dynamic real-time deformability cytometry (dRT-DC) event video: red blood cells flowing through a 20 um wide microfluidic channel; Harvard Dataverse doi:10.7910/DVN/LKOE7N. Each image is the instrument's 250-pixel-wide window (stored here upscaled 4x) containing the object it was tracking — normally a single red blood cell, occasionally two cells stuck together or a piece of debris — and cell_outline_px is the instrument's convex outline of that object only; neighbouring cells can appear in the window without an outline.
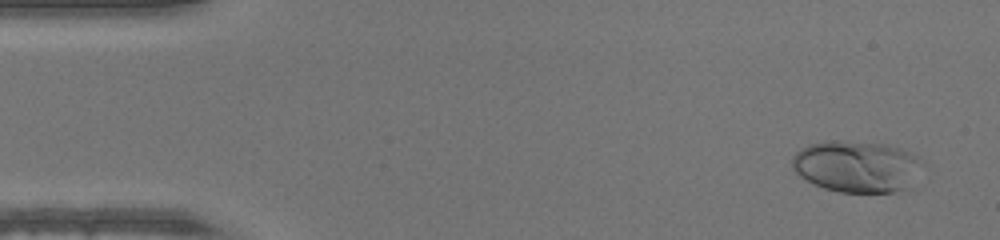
{"species": "human", "species_latin": "Homo sapiens", "temperature_condition": "warm", "stored_images_in_passage": 49, "camera_frame_rate_fps": 3000, "um_per_image_px": 0.085, "donor": {"sex": "male"}, "frame": {"image": 1, "passage_image": 3, "time_ms": 0.667, "image_size_px": [1000, 240], "cell_outline_px": [[916, 160], [912, 188], [896, 192], [840, 192], [824, 188], [800, 176], [792, 168], [792, 156], [800, 148], [808, 144], [828, 140], [836, 140], [884, 144], [900, 148], [916, 156]], "centroid_in_image_um": [72.73, 14.15], "position_along_channel_um": 12.3, "area_um2": 38.61}}
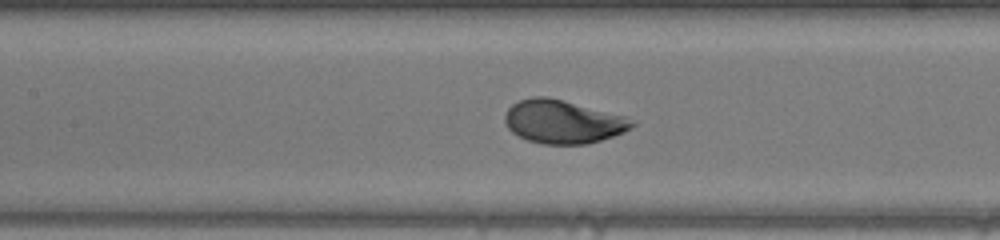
{"frame": {"image": 2, "passage_image": 22, "time_ms": 7.0, "image_size_px": [1000, 240], "cell_outline_px": [[636, 124], [632, 128], [624, 132], [600, 140], [584, 144], [540, 144], [528, 140], [512, 132], [508, 128], [504, 120], [504, 116], [508, 108], [512, 104], [520, 100], [532, 96], [548, 96], [628, 116], [636, 120]], "centroid_in_image_um": [47.88, 10.33], "position_along_channel_um": 159.5, "area_um2": 32.43}}
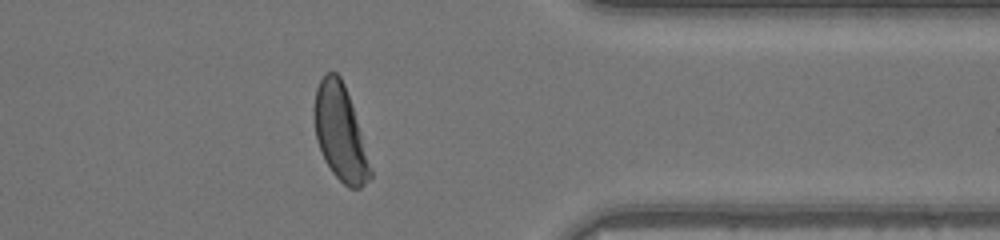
{"frame": {"image": 3, "passage_image": 39, "time_ms": 12.667, "image_size_px": [1000, 240], "cell_outline_px": [[372, 176], [360, 188], [348, 188], [332, 172], [324, 160], [316, 140], [312, 116], [312, 108], [316, 88], [320, 80], [328, 72], [336, 72], [340, 76], [344, 84], [352, 108], [372, 172]], "centroid_in_image_um": [28.85, 11.28], "position_along_channel_um": 382.6, "area_um2": 30.81}}